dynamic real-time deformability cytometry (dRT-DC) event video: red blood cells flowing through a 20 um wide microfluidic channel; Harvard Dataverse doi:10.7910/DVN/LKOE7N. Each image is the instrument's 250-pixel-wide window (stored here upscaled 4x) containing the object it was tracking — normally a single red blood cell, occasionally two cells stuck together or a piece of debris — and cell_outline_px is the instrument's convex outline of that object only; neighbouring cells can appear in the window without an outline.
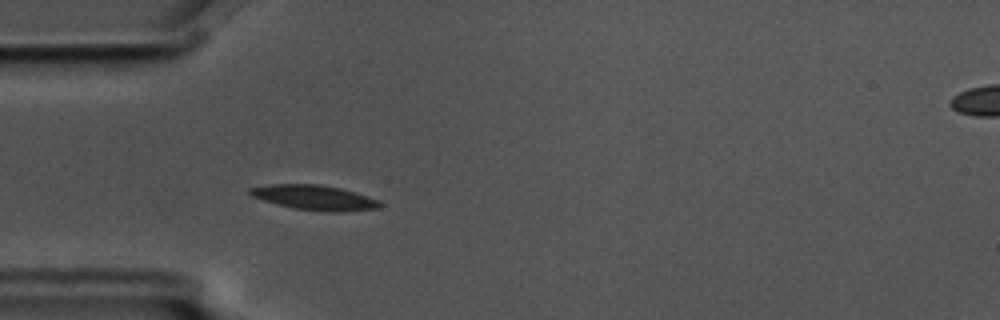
{"species": "common noctule bat (a hibernating species)", "species_latin": "Nyctalus noctula", "temperature_condition": "cold", "stored_images_in_passage": 48, "camera_frame_rate_fps": 3000, "um_per_image_px": 0.085, "animal": {"sex": "male", "body_mass_g": 17.5, "forearm_length_mm": 52.3}, "frame": {"image": 1, "passage_image": 8, "time_ms": 2.333, "image_size_px": [1000, 320], "cell_outline_px": [[384, 204], [380, 208], [340, 212], [332, 212], [296, 208], [264, 200], [252, 196], [248, 192], [248, 188], [268, 184], [316, 184], [340, 188], [356, 192], [380, 200]], "centroid_in_image_um": [26.79, 16.78], "position_along_channel_um": 58.2, "area_um2": 18.73}}
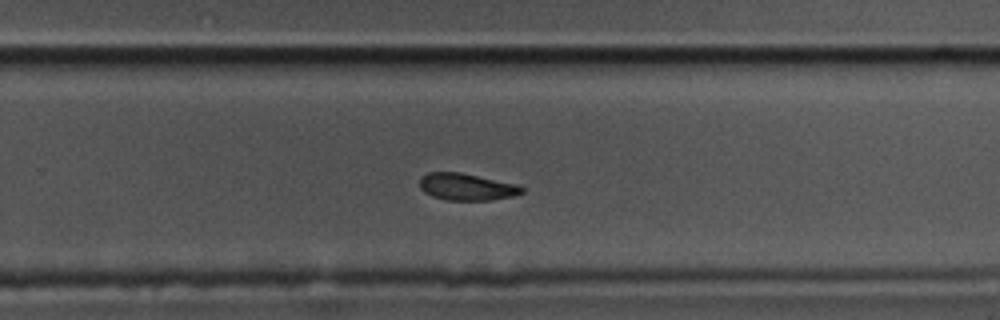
{"frame": {"image": 2, "passage_image": 28, "time_ms": 9.0, "image_size_px": [1000, 320], "cell_outline_px": [[524, 192], [516, 196], [492, 200], [448, 200], [432, 196], [424, 192], [420, 188], [420, 176], [428, 172], [460, 172], [516, 184], [524, 188]], "centroid_in_image_um": [39.67, 15.88], "position_along_channel_um": 290.1, "area_um2": 16.13}}
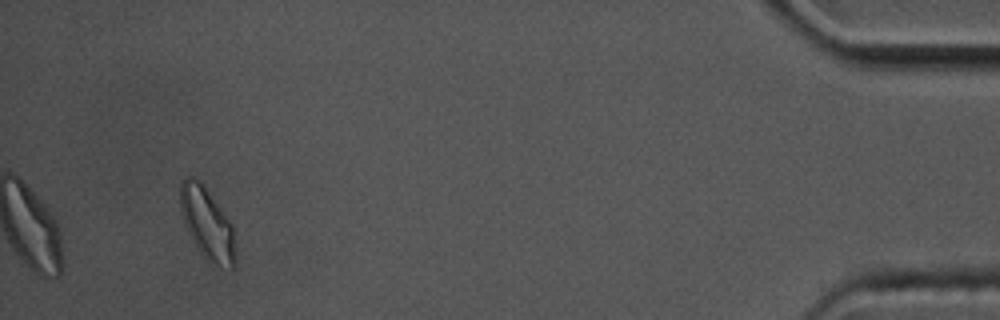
{"frame": {"image": 3, "passage_image": 45, "time_ms": 14.667, "image_size_px": [1000, 320], "cell_outline_px": [[236, 260], [232, 268], [220, 268], [204, 256], [200, 252], [192, 240], [184, 224], [180, 208], [180, 184], [184, 176], [188, 176], [196, 180], [204, 188], [232, 224]], "centroid_in_image_um": [17.59, 19.05], "position_along_channel_um": 417.6, "area_um2": 22.48}, "authors_computed_cell_mechanics": {"area_um2": 17.8024, "velocity_mm_per_s": 3.5342, "shape_relaxation_time_tau1_ms": 3.0845, "shape_relaxation_time_tau2_ms": 5.4254, "deformation_change_tau1": 0.1014, "deformation_change_tau2": 0.0972}}